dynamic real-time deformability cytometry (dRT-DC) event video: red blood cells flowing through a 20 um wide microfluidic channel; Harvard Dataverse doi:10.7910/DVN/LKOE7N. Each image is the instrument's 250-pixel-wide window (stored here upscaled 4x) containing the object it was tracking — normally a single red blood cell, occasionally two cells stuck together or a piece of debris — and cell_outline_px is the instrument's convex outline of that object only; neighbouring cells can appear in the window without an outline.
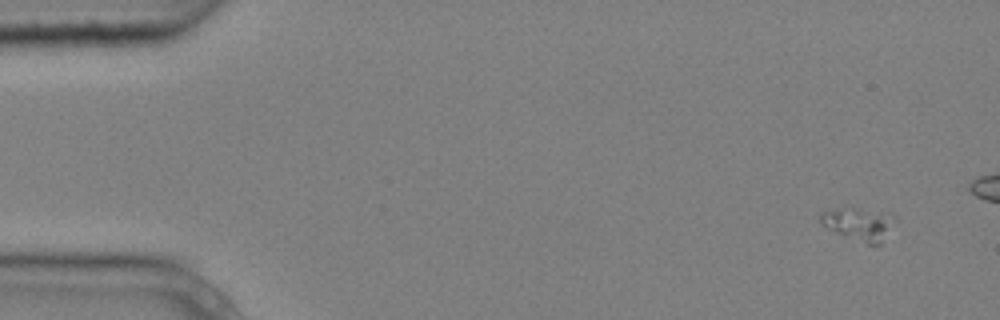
{"species": "common noctule bat (a hibernating species)", "species_latin": "Nyctalus noctula", "temperature_condition": "cold", "stored_images_in_passage": 10, "camera_frame_rate_fps": 3000, "um_per_image_px": 0.085, "animal": {"sex": "male", "body_mass_g": 20.4}, "frame": {"image": 1, "passage_image": 1, "time_ms": 0.0, "image_size_px": [1000, 320], "cell_outline_px": [[896, 220], [880, 244], [868, 244], [836, 232], [820, 224], [820, 216], [824, 212], [852, 208], [880, 212], [896, 216]], "centroid_in_image_um": [73.04, 19.05], "position_along_channel_um": 12.0, "area_um2": 13.47}}
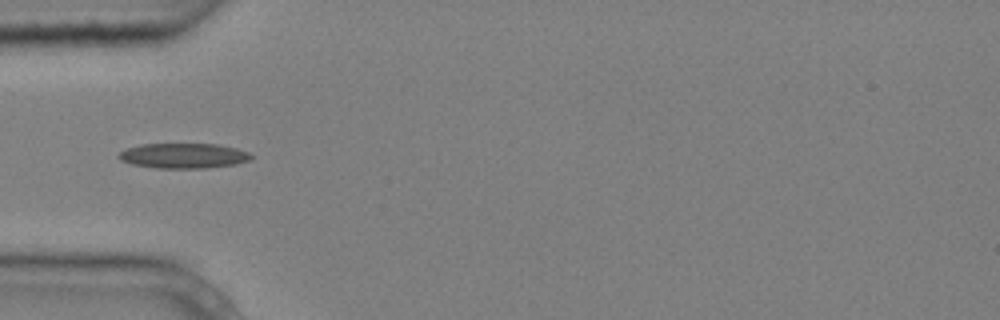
{"frame": {"image": 2, "passage_image": 6, "time_ms": 1.667, "image_size_px": [1000, 320], "cell_outline_px": [[252, 156], [248, 160], [236, 164], [208, 168], [156, 168], [132, 164], [120, 160], [116, 156], [124, 148], [140, 144], [216, 144], [236, 148], [248, 152]], "centroid_in_image_um": [15.54, 13.24], "position_along_channel_um": 69.5, "area_um2": 19.42}}
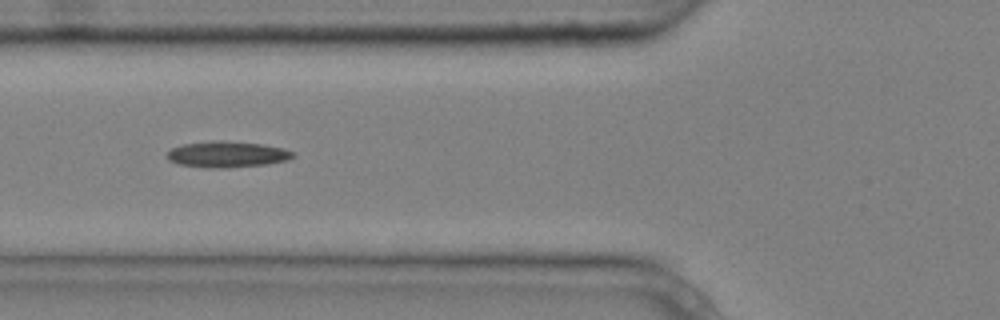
{"frame": {"image": 3, "passage_image": 7, "time_ms": 2.0, "image_size_px": [1000, 320], "cell_outline_px": [[296, 156], [288, 160], [264, 164], [228, 168], [204, 168], [180, 164], [168, 160], [168, 152], [172, 148], [184, 144], [212, 140], [220, 140], [260, 144], [284, 148], [296, 152]], "centroid_in_image_um": [19.34, 13.12], "position_along_channel_um": 106.5, "area_um2": 19.19}}